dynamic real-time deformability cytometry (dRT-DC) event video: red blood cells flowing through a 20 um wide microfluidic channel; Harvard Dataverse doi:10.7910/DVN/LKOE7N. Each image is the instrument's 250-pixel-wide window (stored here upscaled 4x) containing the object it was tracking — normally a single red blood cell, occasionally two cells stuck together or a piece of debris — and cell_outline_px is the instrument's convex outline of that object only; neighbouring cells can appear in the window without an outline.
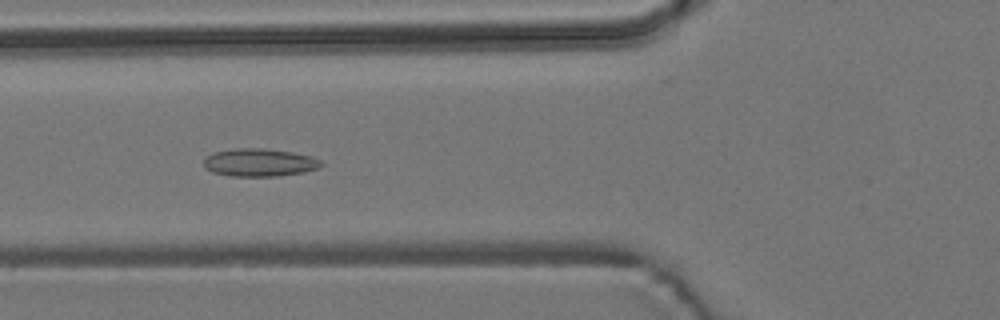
{"species": "common noctule bat (a hibernating species)", "species_latin": "Nyctalus noctula", "temperature_condition": "room temperature", "stored_images_in_passage": 51, "camera_frame_rate_fps": 3000, "um_per_image_px": 0.085, "animal": {"sex": "male", "body_mass_g": 19.2, "forearm_length_mm": 51.8}, "frame": {"image": 1, "passage_image": 17, "time_ms": 5.333, "image_size_px": [1000, 320], "cell_outline_px": [[324, 164], [320, 168], [304, 172], [280, 176], [228, 176], [212, 172], [204, 168], [204, 160], [212, 152], [232, 148], [264, 148], [292, 152], [312, 156], [320, 160]], "centroid_in_image_um": [22.06, 13.81], "position_along_channel_um": 103.7, "area_um2": 19.36}}
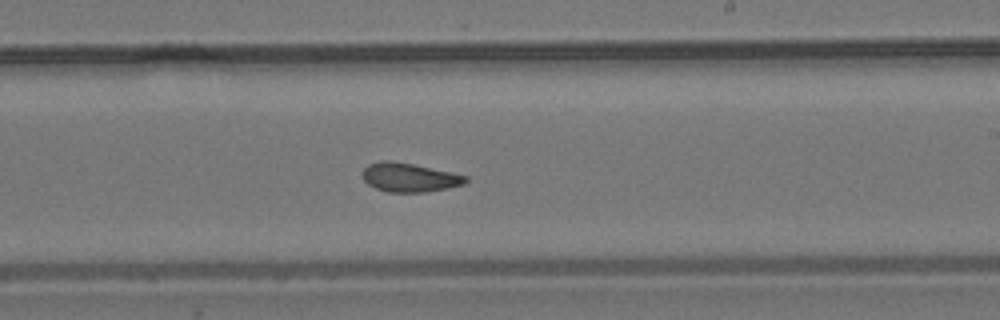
{"frame": {"image": 2, "passage_image": 29, "time_ms": 9.333, "image_size_px": [1000, 320], "cell_outline_px": [[468, 180], [464, 184], [448, 188], [424, 192], [388, 192], [376, 188], [368, 184], [364, 180], [364, 168], [368, 164], [380, 160], [392, 160], [452, 172], [468, 176]], "centroid_in_image_um": [34.81, 15.07], "position_along_channel_um": 254.2, "area_um2": 17.34}}
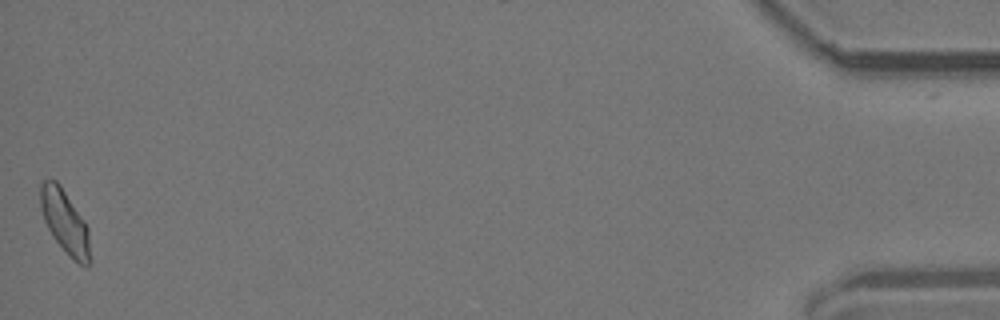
{"frame": {"image": 3, "passage_image": 51, "time_ms": 16.667, "image_size_px": [1000, 320], "cell_outline_px": [[92, 260], [88, 268], [72, 260], [52, 236], [44, 220], [40, 208], [40, 184], [44, 180], [56, 180], [60, 184], [84, 220], [88, 228]], "centroid_in_image_um": [5.54, 18.91], "position_along_channel_um": 429.7, "area_um2": 18.67}, "authors_computed_cell_mechanics": {"area_um2": 17.7446, "velocity_mm_per_s": 3.7567, "shape_relaxation_time_tau1_ms": 8.0812, "shape_relaxation_time_tau2_ms": 2.3031, "deformation_change_tau1": 0.1546, "deformation_change_tau2": 0.0773}}